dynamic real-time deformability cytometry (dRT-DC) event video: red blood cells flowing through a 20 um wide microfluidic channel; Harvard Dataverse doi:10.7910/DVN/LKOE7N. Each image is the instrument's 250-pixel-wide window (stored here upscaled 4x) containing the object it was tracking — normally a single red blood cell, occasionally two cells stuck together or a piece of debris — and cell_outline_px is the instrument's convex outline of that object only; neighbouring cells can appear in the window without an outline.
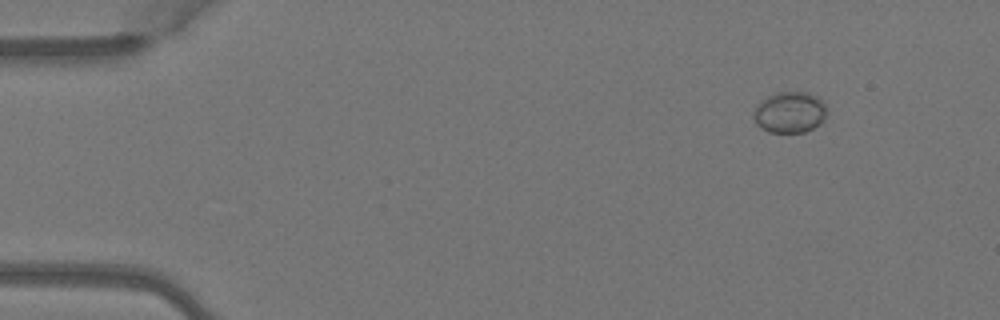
{"species": "Egyptian fruit bat (a non-hibernating species)", "species_latin": "Rousettus aegyptiacus", "temperature_condition": "warm", "stored_images_in_passage": 6, "camera_frame_rate_fps": 3000, "um_per_image_px": 0.085, "animal": {"sex": "female"}, "frame": {"image": 1, "passage_image": 2, "time_ms": 0.333, "image_size_px": [1000, 320], "cell_outline_px": [[828, 112], [824, 120], [820, 124], [804, 132], [768, 132], [760, 128], [756, 124], [752, 116], [752, 112], [756, 104], [760, 100], [776, 92], [808, 92], [816, 96], [824, 104]], "centroid_in_image_um": [67.09, 9.54], "position_along_channel_um": 17.9, "area_um2": 17.86}}
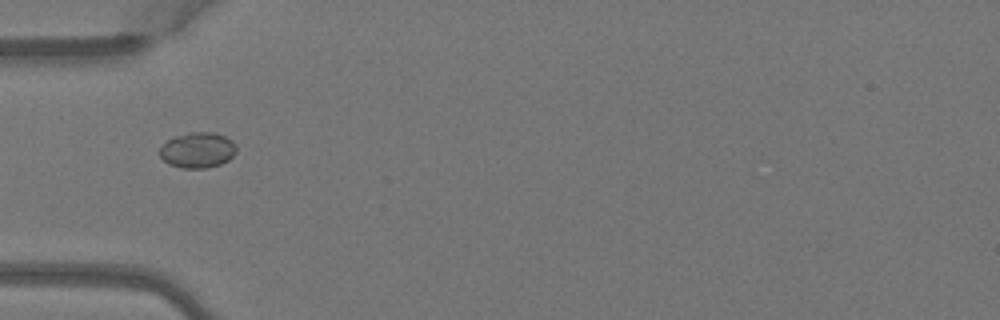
{"frame": {"image": 2, "passage_image": 5, "time_ms": 1.333, "image_size_px": [1000, 320], "cell_outline_px": [[236, 152], [228, 160], [220, 164], [208, 168], [184, 168], [168, 164], [160, 156], [160, 148], [172, 136], [188, 132], [212, 132], [224, 136], [232, 140], [236, 144]], "centroid_in_image_um": [16.8, 12.75], "position_along_channel_um": 68.2, "area_um2": 15.95}}
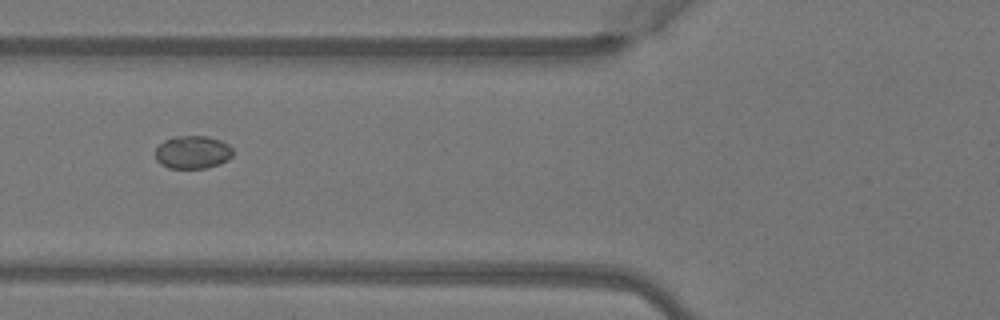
{"frame": {"image": 3, "passage_image": 6, "time_ms": 1.667, "image_size_px": [1000, 320], "cell_outline_px": [[232, 156], [228, 160], [220, 164], [204, 168], [168, 168], [160, 164], [156, 160], [156, 148], [164, 140], [172, 136], [208, 136], [220, 140], [228, 144], [232, 148]], "centroid_in_image_um": [16.37, 12.93], "position_along_channel_um": 109.4, "area_um2": 15.03}}